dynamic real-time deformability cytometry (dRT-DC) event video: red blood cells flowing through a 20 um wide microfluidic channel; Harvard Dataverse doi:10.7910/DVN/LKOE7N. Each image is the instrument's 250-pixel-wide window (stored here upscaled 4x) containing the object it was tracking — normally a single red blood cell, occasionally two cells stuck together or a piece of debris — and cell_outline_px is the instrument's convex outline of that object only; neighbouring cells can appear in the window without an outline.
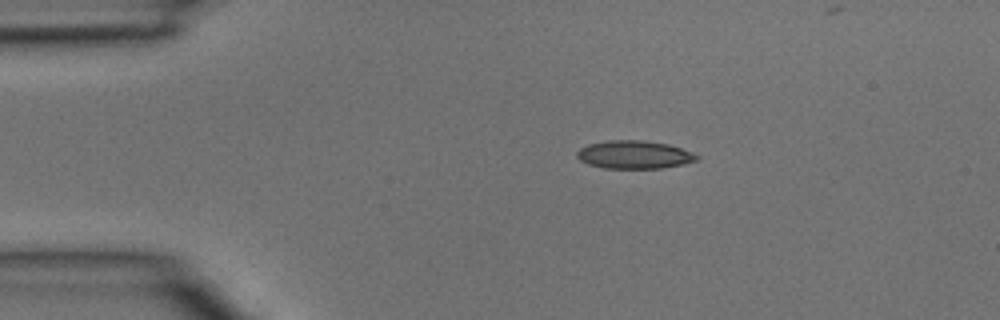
{"species": "common noctule bat (a hibernating species)", "species_latin": "Nyctalus noctula", "temperature_condition": "room temperature", "stored_images_in_passage": 3, "camera_frame_rate_fps": 3000, "um_per_image_px": 0.085, "animal": {"sex": "male", "body_mass_g": 15.6}, "frame": {"image": 1, "passage_image": 2, "time_ms": 0.333, "image_size_px": [1000, 320], "cell_outline_px": [[700, 160], [684, 164], [660, 168], [604, 168], [588, 164], [580, 160], [576, 156], [576, 152], [580, 148], [588, 144], [608, 140], [644, 140], [668, 144], [680, 148], [700, 156]], "centroid_in_image_um": [53.91, 13.14], "position_along_channel_um": 31.1, "area_um2": 19.65}}